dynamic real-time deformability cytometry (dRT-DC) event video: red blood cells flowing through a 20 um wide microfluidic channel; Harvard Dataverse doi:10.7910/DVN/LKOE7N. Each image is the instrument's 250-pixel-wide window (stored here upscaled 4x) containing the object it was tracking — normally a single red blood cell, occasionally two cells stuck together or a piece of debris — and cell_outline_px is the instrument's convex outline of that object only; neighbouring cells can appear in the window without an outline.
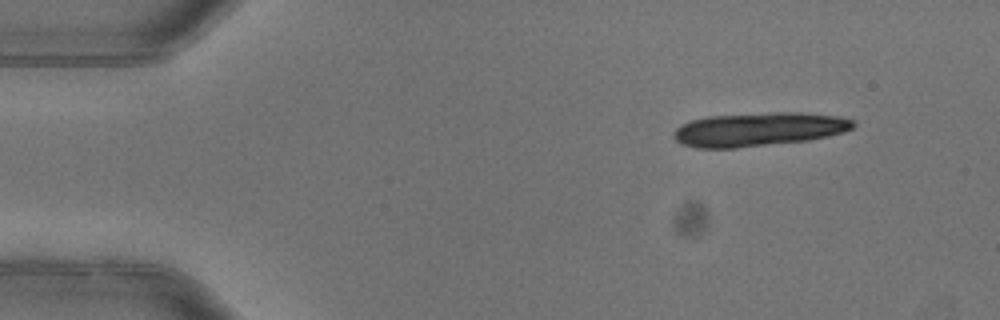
{"species": "common noctule bat (a hibernating species)", "species_latin": "Nyctalus noctula", "temperature_condition": "warm", "stored_images_in_passage": 4, "camera_frame_rate_fps": 3000, "um_per_image_px": 0.085, "animal": {"sex": "female"}, "frame": {"image": 1, "passage_image": 1, "time_ms": 0.0, "image_size_px": [1000, 320], "cell_outline_px": [[856, 124], [852, 128], [844, 132], [828, 136], [808, 140], [736, 148], [696, 148], [680, 144], [672, 136], [676, 128], [680, 124], [692, 120], [708, 116], [776, 112], [804, 112], [840, 116], [856, 120]], "centroid_in_image_um": [64.5, 10.99], "position_along_channel_um": 20.5, "area_um2": 35.6}}